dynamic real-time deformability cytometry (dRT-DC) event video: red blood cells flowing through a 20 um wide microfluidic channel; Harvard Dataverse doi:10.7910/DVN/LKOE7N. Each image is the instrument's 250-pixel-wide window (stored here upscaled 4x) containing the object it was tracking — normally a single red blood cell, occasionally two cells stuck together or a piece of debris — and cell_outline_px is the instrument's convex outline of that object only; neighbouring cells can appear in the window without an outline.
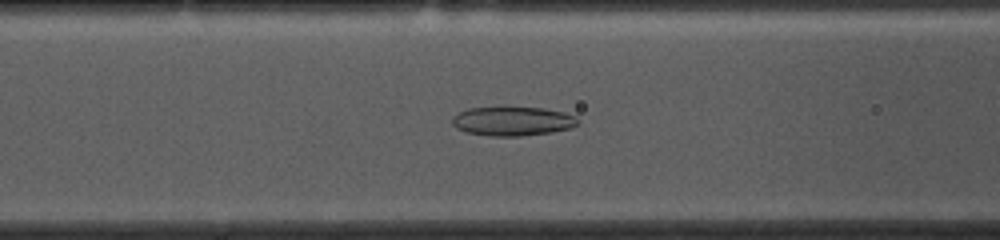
{"species": "common noctule bat (a hibernating species)", "species_latin": "Nyctalus noctula", "temperature_condition": "cold", "stored_images_in_passage": 52, "camera_frame_rate_fps": 3000, "um_per_image_px": 0.085, "animal": {"sex": "female", "body_mass_g": 10.0, "forearm_length_mm": 53.1}, "frame": {"image": 1, "passage_image": 19, "time_ms": 6.0, "image_size_px": [1000, 240], "cell_outline_px": [[580, 120], [576, 124], [568, 128], [552, 132], [520, 136], [492, 136], [464, 132], [456, 128], [452, 124], [452, 116], [468, 108], [544, 108], [564, 112], [576, 116]], "centroid_in_image_um": [43.55, 10.31], "position_along_channel_um": 123.0, "area_um2": 21.15}}
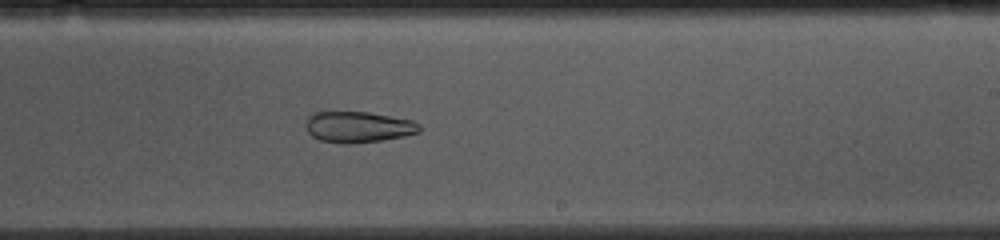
{"frame": {"image": 2, "passage_image": 30, "time_ms": 9.667, "image_size_px": [1000, 240], "cell_outline_px": [[420, 132], [404, 136], [380, 140], [348, 144], [344, 144], [320, 140], [312, 136], [308, 132], [304, 124], [308, 116], [312, 112], [368, 112], [412, 120], [420, 124]], "centroid_in_image_um": [30.42, 10.79], "position_along_channel_um": 258.6, "area_um2": 20.58}}
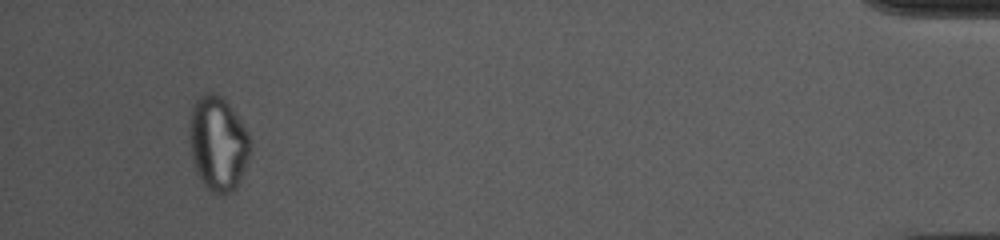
{"frame": {"image": 3, "passage_image": 49, "time_ms": 16.0, "image_size_px": [1000, 240], "cell_outline_px": [[252, 144], [240, 184], [236, 188], [228, 192], [212, 192], [200, 180], [196, 172], [192, 160], [188, 140], [188, 124], [192, 104], [200, 96], [208, 92], [216, 92], [228, 104], [240, 120], [248, 132], [252, 140]], "centroid_in_image_um": [18.51, 12.18], "position_along_channel_um": 416.7, "area_um2": 33.87}, "authors_computed_cell_mechanics": {"area_um2": 25.0852, "velocity_mm_per_s": 3.7119, "shape_relaxation_time_tau1_ms": null, "shape_relaxation_time_tau2_ms": 3.6313, "deformation_change_tau1": null, "deformation_change_tau2": 0.0977}}